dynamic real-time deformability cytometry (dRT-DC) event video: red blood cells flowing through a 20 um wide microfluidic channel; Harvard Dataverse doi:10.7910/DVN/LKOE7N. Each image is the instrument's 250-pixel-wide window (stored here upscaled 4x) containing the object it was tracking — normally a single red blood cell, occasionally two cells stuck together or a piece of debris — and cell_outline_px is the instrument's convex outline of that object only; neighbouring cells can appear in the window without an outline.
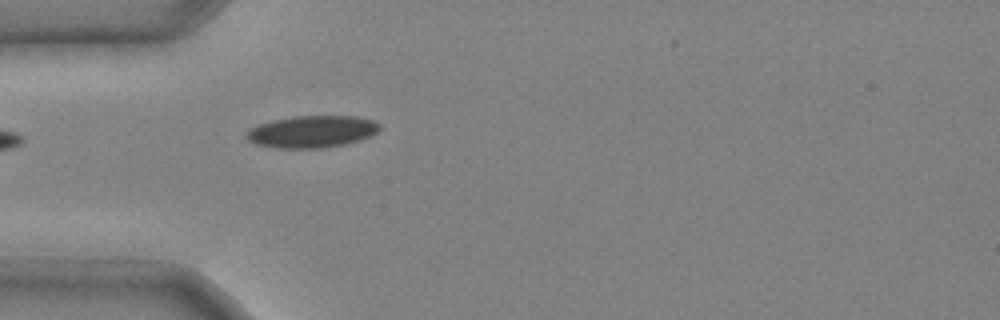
{"species": "common noctule bat (a hibernating species)", "species_latin": "Nyctalus noctula", "temperature_condition": "cold", "stored_images_in_passage": 4, "camera_frame_rate_fps": 3000, "um_per_image_px": 0.085, "animal": {"sex": "male", "body_mass_g": 20.4}, "frame": {"image": 1, "passage_image": 4, "time_ms": 1.0, "image_size_px": [1000, 320], "cell_outline_px": [[380, 128], [376, 132], [360, 140], [344, 144], [320, 148], [276, 148], [256, 144], [248, 140], [244, 136], [252, 128], [260, 124], [276, 120], [296, 116], [356, 116], [372, 120], [380, 124]], "centroid_in_image_um": [26.52, 11.19], "position_along_channel_um": 58.5, "area_um2": 24.51}}